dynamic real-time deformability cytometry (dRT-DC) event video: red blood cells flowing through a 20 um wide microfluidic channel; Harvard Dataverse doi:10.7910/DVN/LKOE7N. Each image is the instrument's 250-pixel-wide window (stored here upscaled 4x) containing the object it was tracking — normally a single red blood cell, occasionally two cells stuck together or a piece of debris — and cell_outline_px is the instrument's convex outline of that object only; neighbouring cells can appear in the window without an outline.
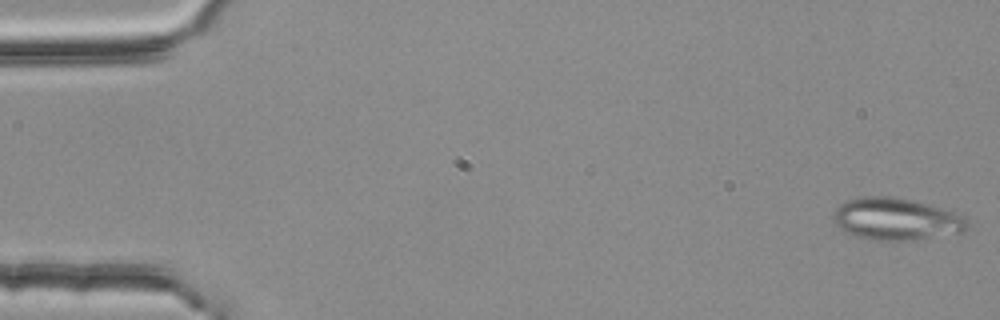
{"species": "common noctule bat (a hibernating species)", "species_latin": "Nyctalus noctula", "temperature_condition": "room temperature", "stored_images_in_passage": 5, "camera_frame_rate_fps": 3000, "um_per_image_px": 0.085, "animal": {"sex": "female", "body_mass_g": 25.1}, "frame": {"image": 1, "passage_image": 1, "time_ms": 0.0, "image_size_px": [1000, 320], "cell_outline_px": [[968, 228], [964, 232], [912, 240], [872, 240], [856, 236], [840, 228], [832, 220], [832, 216], [836, 208], [844, 200], [864, 196], [888, 196], [912, 200], [956, 212], [964, 216], [968, 224]], "centroid_in_image_um": [76.16, 18.61], "position_along_channel_um": 8.8, "area_um2": 32.89}}